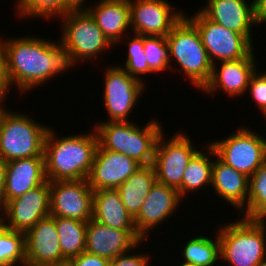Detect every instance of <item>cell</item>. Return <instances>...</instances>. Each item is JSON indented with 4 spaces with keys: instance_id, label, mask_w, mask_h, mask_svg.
I'll list each match as a JSON object with an SVG mask.
<instances>
[{
    "instance_id": "cell-39",
    "label": "cell",
    "mask_w": 266,
    "mask_h": 266,
    "mask_svg": "<svg viewBox=\"0 0 266 266\" xmlns=\"http://www.w3.org/2000/svg\"><path fill=\"white\" fill-rule=\"evenodd\" d=\"M254 8L258 26L266 23V0H254Z\"/></svg>"
},
{
    "instance_id": "cell-5",
    "label": "cell",
    "mask_w": 266,
    "mask_h": 266,
    "mask_svg": "<svg viewBox=\"0 0 266 266\" xmlns=\"http://www.w3.org/2000/svg\"><path fill=\"white\" fill-rule=\"evenodd\" d=\"M223 225V226H222ZM219 226L222 262L229 266H256L266 259V224L244 217Z\"/></svg>"
},
{
    "instance_id": "cell-19",
    "label": "cell",
    "mask_w": 266,
    "mask_h": 266,
    "mask_svg": "<svg viewBox=\"0 0 266 266\" xmlns=\"http://www.w3.org/2000/svg\"><path fill=\"white\" fill-rule=\"evenodd\" d=\"M250 3L247 0H207L199 11L210 21L243 34L253 44L252 28L258 24L254 0Z\"/></svg>"
},
{
    "instance_id": "cell-11",
    "label": "cell",
    "mask_w": 266,
    "mask_h": 266,
    "mask_svg": "<svg viewBox=\"0 0 266 266\" xmlns=\"http://www.w3.org/2000/svg\"><path fill=\"white\" fill-rule=\"evenodd\" d=\"M105 68L102 96L109 119L104 121H129L146 85L117 65Z\"/></svg>"
},
{
    "instance_id": "cell-12",
    "label": "cell",
    "mask_w": 266,
    "mask_h": 266,
    "mask_svg": "<svg viewBox=\"0 0 266 266\" xmlns=\"http://www.w3.org/2000/svg\"><path fill=\"white\" fill-rule=\"evenodd\" d=\"M50 216L88 222L93 218L94 190L88 180L49 181Z\"/></svg>"
},
{
    "instance_id": "cell-23",
    "label": "cell",
    "mask_w": 266,
    "mask_h": 266,
    "mask_svg": "<svg viewBox=\"0 0 266 266\" xmlns=\"http://www.w3.org/2000/svg\"><path fill=\"white\" fill-rule=\"evenodd\" d=\"M211 188L215 194L241 212L248 202L249 177L222 162L215 153Z\"/></svg>"
},
{
    "instance_id": "cell-9",
    "label": "cell",
    "mask_w": 266,
    "mask_h": 266,
    "mask_svg": "<svg viewBox=\"0 0 266 266\" xmlns=\"http://www.w3.org/2000/svg\"><path fill=\"white\" fill-rule=\"evenodd\" d=\"M164 132L158 137L152 165L158 182L178 190L189 161L199 150L193 147L192 138L185 131L169 139H164Z\"/></svg>"
},
{
    "instance_id": "cell-38",
    "label": "cell",
    "mask_w": 266,
    "mask_h": 266,
    "mask_svg": "<svg viewBox=\"0 0 266 266\" xmlns=\"http://www.w3.org/2000/svg\"><path fill=\"white\" fill-rule=\"evenodd\" d=\"M86 4V0H64V14L72 11H87L91 4L87 6Z\"/></svg>"
},
{
    "instance_id": "cell-40",
    "label": "cell",
    "mask_w": 266,
    "mask_h": 266,
    "mask_svg": "<svg viewBox=\"0 0 266 266\" xmlns=\"http://www.w3.org/2000/svg\"><path fill=\"white\" fill-rule=\"evenodd\" d=\"M6 169H7V162L0 156V208H1L2 194L5 187Z\"/></svg>"
},
{
    "instance_id": "cell-30",
    "label": "cell",
    "mask_w": 266,
    "mask_h": 266,
    "mask_svg": "<svg viewBox=\"0 0 266 266\" xmlns=\"http://www.w3.org/2000/svg\"><path fill=\"white\" fill-rule=\"evenodd\" d=\"M25 233L7 228L0 222V263L4 266H25Z\"/></svg>"
},
{
    "instance_id": "cell-17",
    "label": "cell",
    "mask_w": 266,
    "mask_h": 266,
    "mask_svg": "<svg viewBox=\"0 0 266 266\" xmlns=\"http://www.w3.org/2000/svg\"><path fill=\"white\" fill-rule=\"evenodd\" d=\"M137 231L111 228L94 219L87 222L85 252L108 260L142 247Z\"/></svg>"
},
{
    "instance_id": "cell-1",
    "label": "cell",
    "mask_w": 266,
    "mask_h": 266,
    "mask_svg": "<svg viewBox=\"0 0 266 266\" xmlns=\"http://www.w3.org/2000/svg\"><path fill=\"white\" fill-rule=\"evenodd\" d=\"M0 43L5 52L9 82L25 95L78 64L60 40L26 35L6 40L0 38Z\"/></svg>"
},
{
    "instance_id": "cell-3",
    "label": "cell",
    "mask_w": 266,
    "mask_h": 266,
    "mask_svg": "<svg viewBox=\"0 0 266 266\" xmlns=\"http://www.w3.org/2000/svg\"><path fill=\"white\" fill-rule=\"evenodd\" d=\"M93 127L103 149L125 154L141 166L153 163L156 143L164 129L156 119L145 126L130 120L99 121Z\"/></svg>"
},
{
    "instance_id": "cell-41",
    "label": "cell",
    "mask_w": 266,
    "mask_h": 266,
    "mask_svg": "<svg viewBox=\"0 0 266 266\" xmlns=\"http://www.w3.org/2000/svg\"><path fill=\"white\" fill-rule=\"evenodd\" d=\"M47 266H72V264L70 260H64Z\"/></svg>"
},
{
    "instance_id": "cell-7",
    "label": "cell",
    "mask_w": 266,
    "mask_h": 266,
    "mask_svg": "<svg viewBox=\"0 0 266 266\" xmlns=\"http://www.w3.org/2000/svg\"><path fill=\"white\" fill-rule=\"evenodd\" d=\"M59 19L62 35L58 39L72 52L77 63L92 62L114 46L88 11L67 12Z\"/></svg>"
},
{
    "instance_id": "cell-15",
    "label": "cell",
    "mask_w": 266,
    "mask_h": 266,
    "mask_svg": "<svg viewBox=\"0 0 266 266\" xmlns=\"http://www.w3.org/2000/svg\"><path fill=\"white\" fill-rule=\"evenodd\" d=\"M254 50L245 58L230 61H220L213 64L212 75L209 82L204 86L206 95H213L219 90L228 97L247 95L249 81L258 69ZM220 64V65H219ZM222 89V90H221Z\"/></svg>"
},
{
    "instance_id": "cell-34",
    "label": "cell",
    "mask_w": 266,
    "mask_h": 266,
    "mask_svg": "<svg viewBox=\"0 0 266 266\" xmlns=\"http://www.w3.org/2000/svg\"><path fill=\"white\" fill-rule=\"evenodd\" d=\"M260 72V73H259ZM250 91V98L254 99L257 106L260 110L262 116H266V70L263 72L259 69L255 71L252 75L247 92Z\"/></svg>"
},
{
    "instance_id": "cell-20",
    "label": "cell",
    "mask_w": 266,
    "mask_h": 266,
    "mask_svg": "<svg viewBox=\"0 0 266 266\" xmlns=\"http://www.w3.org/2000/svg\"><path fill=\"white\" fill-rule=\"evenodd\" d=\"M25 248V266H47L66 260L52 216L41 219L25 233Z\"/></svg>"
},
{
    "instance_id": "cell-14",
    "label": "cell",
    "mask_w": 266,
    "mask_h": 266,
    "mask_svg": "<svg viewBox=\"0 0 266 266\" xmlns=\"http://www.w3.org/2000/svg\"><path fill=\"white\" fill-rule=\"evenodd\" d=\"M131 32L142 36H167L185 15L167 0H129Z\"/></svg>"
},
{
    "instance_id": "cell-6",
    "label": "cell",
    "mask_w": 266,
    "mask_h": 266,
    "mask_svg": "<svg viewBox=\"0 0 266 266\" xmlns=\"http://www.w3.org/2000/svg\"><path fill=\"white\" fill-rule=\"evenodd\" d=\"M26 113L0 108V156L6 161L44 156L50 127Z\"/></svg>"
},
{
    "instance_id": "cell-22",
    "label": "cell",
    "mask_w": 266,
    "mask_h": 266,
    "mask_svg": "<svg viewBox=\"0 0 266 266\" xmlns=\"http://www.w3.org/2000/svg\"><path fill=\"white\" fill-rule=\"evenodd\" d=\"M97 2L94 4L95 6L91 5L87 11L116 47L122 42L125 32L131 30L129 0H99Z\"/></svg>"
},
{
    "instance_id": "cell-4",
    "label": "cell",
    "mask_w": 266,
    "mask_h": 266,
    "mask_svg": "<svg viewBox=\"0 0 266 266\" xmlns=\"http://www.w3.org/2000/svg\"><path fill=\"white\" fill-rule=\"evenodd\" d=\"M170 48V70L173 72L172 61L179 65L180 72L192 82L197 90L201 91L209 82L212 67L207 50L205 49L200 33L196 26L184 15L166 36Z\"/></svg>"
},
{
    "instance_id": "cell-10",
    "label": "cell",
    "mask_w": 266,
    "mask_h": 266,
    "mask_svg": "<svg viewBox=\"0 0 266 266\" xmlns=\"http://www.w3.org/2000/svg\"><path fill=\"white\" fill-rule=\"evenodd\" d=\"M196 12V13H195ZM185 15L197 28L212 64L247 57L255 48L241 33H237L207 19L199 10Z\"/></svg>"
},
{
    "instance_id": "cell-42",
    "label": "cell",
    "mask_w": 266,
    "mask_h": 266,
    "mask_svg": "<svg viewBox=\"0 0 266 266\" xmlns=\"http://www.w3.org/2000/svg\"><path fill=\"white\" fill-rule=\"evenodd\" d=\"M256 266H266V259L260 261Z\"/></svg>"
},
{
    "instance_id": "cell-31",
    "label": "cell",
    "mask_w": 266,
    "mask_h": 266,
    "mask_svg": "<svg viewBox=\"0 0 266 266\" xmlns=\"http://www.w3.org/2000/svg\"><path fill=\"white\" fill-rule=\"evenodd\" d=\"M19 18H44L53 20L64 15V0H15ZM21 16V17H20Z\"/></svg>"
},
{
    "instance_id": "cell-33",
    "label": "cell",
    "mask_w": 266,
    "mask_h": 266,
    "mask_svg": "<svg viewBox=\"0 0 266 266\" xmlns=\"http://www.w3.org/2000/svg\"><path fill=\"white\" fill-rule=\"evenodd\" d=\"M144 52L153 73L170 71V48L165 36H144Z\"/></svg>"
},
{
    "instance_id": "cell-29",
    "label": "cell",
    "mask_w": 266,
    "mask_h": 266,
    "mask_svg": "<svg viewBox=\"0 0 266 266\" xmlns=\"http://www.w3.org/2000/svg\"><path fill=\"white\" fill-rule=\"evenodd\" d=\"M240 213L248 220L266 224V161L249 177L248 202Z\"/></svg>"
},
{
    "instance_id": "cell-37",
    "label": "cell",
    "mask_w": 266,
    "mask_h": 266,
    "mask_svg": "<svg viewBox=\"0 0 266 266\" xmlns=\"http://www.w3.org/2000/svg\"><path fill=\"white\" fill-rule=\"evenodd\" d=\"M72 266H110V260L87 252L69 259Z\"/></svg>"
},
{
    "instance_id": "cell-26",
    "label": "cell",
    "mask_w": 266,
    "mask_h": 266,
    "mask_svg": "<svg viewBox=\"0 0 266 266\" xmlns=\"http://www.w3.org/2000/svg\"><path fill=\"white\" fill-rule=\"evenodd\" d=\"M204 151H199L191 158L186 167L181 187L178 189L180 197L183 199L186 194L202 190V188H211L214 148L208 143ZM208 155V156H207ZM212 158V159H210Z\"/></svg>"
},
{
    "instance_id": "cell-18",
    "label": "cell",
    "mask_w": 266,
    "mask_h": 266,
    "mask_svg": "<svg viewBox=\"0 0 266 266\" xmlns=\"http://www.w3.org/2000/svg\"><path fill=\"white\" fill-rule=\"evenodd\" d=\"M140 167L127 155L103 149L98 144L88 184L93 190L117 189Z\"/></svg>"
},
{
    "instance_id": "cell-24",
    "label": "cell",
    "mask_w": 266,
    "mask_h": 266,
    "mask_svg": "<svg viewBox=\"0 0 266 266\" xmlns=\"http://www.w3.org/2000/svg\"><path fill=\"white\" fill-rule=\"evenodd\" d=\"M92 219L111 228L136 231L134 219L125 209L117 189L94 190Z\"/></svg>"
},
{
    "instance_id": "cell-43",
    "label": "cell",
    "mask_w": 266,
    "mask_h": 266,
    "mask_svg": "<svg viewBox=\"0 0 266 266\" xmlns=\"http://www.w3.org/2000/svg\"><path fill=\"white\" fill-rule=\"evenodd\" d=\"M179 266H191V265H187V264H183V263H179Z\"/></svg>"
},
{
    "instance_id": "cell-27",
    "label": "cell",
    "mask_w": 266,
    "mask_h": 266,
    "mask_svg": "<svg viewBox=\"0 0 266 266\" xmlns=\"http://www.w3.org/2000/svg\"><path fill=\"white\" fill-rule=\"evenodd\" d=\"M197 235L186 240L182 249L183 264L191 266H215L221 260L218 234L213 236Z\"/></svg>"
},
{
    "instance_id": "cell-32",
    "label": "cell",
    "mask_w": 266,
    "mask_h": 266,
    "mask_svg": "<svg viewBox=\"0 0 266 266\" xmlns=\"http://www.w3.org/2000/svg\"><path fill=\"white\" fill-rule=\"evenodd\" d=\"M133 38L125 40L128 47L127 57L125 65H119L123 68L130 76H133L145 83L143 77L153 71L149 68L146 60V54L144 52V36L138 34H132ZM124 66V67H123ZM144 75V76H143ZM143 80V81H142Z\"/></svg>"
},
{
    "instance_id": "cell-35",
    "label": "cell",
    "mask_w": 266,
    "mask_h": 266,
    "mask_svg": "<svg viewBox=\"0 0 266 266\" xmlns=\"http://www.w3.org/2000/svg\"><path fill=\"white\" fill-rule=\"evenodd\" d=\"M134 250H130L127 253L121 254L114 259L110 260V266H149L151 262L150 252L141 253H134ZM131 251L134 253L131 254ZM141 253V254H140Z\"/></svg>"
},
{
    "instance_id": "cell-25",
    "label": "cell",
    "mask_w": 266,
    "mask_h": 266,
    "mask_svg": "<svg viewBox=\"0 0 266 266\" xmlns=\"http://www.w3.org/2000/svg\"><path fill=\"white\" fill-rule=\"evenodd\" d=\"M156 182L153 165L141 166L117 190L127 212L134 219L139 213L145 198Z\"/></svg>"
},
{
    "instance_id": "cell-36",
    "label": "cell",
    "mask_w": 266,
    "mask_h": 266,
    "mask_svg": "<svg viewBox=\"0 0 266 266\" xmlns=\"http://www.w3.org/2000/svg\"><path fill=\"white\" fill-rule=\"evenodd\" d=\"M11 87L7 76L5 52L0 43V108L5 107L4 101L7 99L6 95L10 93L9 90L12 89Z\"/></svg>"
},
{
    "instance_id": "cell-16",
    "label": "cell",
    "mask_w": 266,
    "mask_h": 266,
    "mask_svg": "<svg viewBox=\"0 0 266 266\" xmlns=\"http://www.w3.org/2000/svg\"><path fill=\"white\" fill-rule=\"evenodd\" d=\"M183 199L178 190L163 183L156 182L151 187L142 207L134 218V226L138 235L143 239L149 238V232L158 227L163 221H168L174 211H177ZM151 230V231H150Z\"/></svg>"
},
{
    "instance_id": "cell-28",
    "label": "cell",
    "mask_w": 266,
    "mask_h": 266,
    "mask_svg": "<svg viewBox=\"0 0 266 266\" xmlns=\"http://www.w3.org/2000/svg\"><path fill=\"white\" fill-rule=\"evenodd\" d=\"M59 237L62 256L69 260L85 252L87 222L53 217Z\"/></svg>"
},
{
    "instance_id": "cell-8",
    "label": "cell",
    "mask_w": 266,
    "mask_h": 266,
    "mask_svg": "<svg viewBox=\"0 0 266 266\" xmlns=\"http://www.w3.org/2000/svg\"><path fill=\"white\" fill-rule=\"evenodd\" d=\"M224 139L210 141L216 156L235 170L252 176L266 161V138L242 126Z\"/></svg>"
},
{
    "instance_id": "cell-13",
    "label": "cell",
    "mask_w": 266,
    "mask_h": 266,
    "mask_svg": "<svg viewBox=\"0 0 266 266\" xmlns=\"http://www.w3.org/2000/svg\"><path fill=\"white\" fill-rule=\"evenodd\" d=\"M0 212V222L3 225L14 231L26 233L41 219L50 216L49 181L7 201L0 208Z\"/></svg>"
},
{
    "instance_id": "cell-21",
    "label": "cell",
    "mask_w": 266,
    "mask_h": 266,
    "mask_svg": "<svg viewBox=\"0 0 266 266\" xmlns=\"http://www.w3.org/2000/svg\"><path fill=\"white\" fill-rule=\"evenodd\" d=\"M47 181L44 156L15 159L7 162L1 207Z\"/></svg>"
},
{
    "instance_id": "cell-2",
    "label": "cell",
    "mask_w": 266,
    "mask_h": 266,
    "mask_svg": "<svg viewBox=\"0 0 266 266\" xmlns=\"http://www.w3.org/2000/svg\"><path fill=\"white\" fill-rule=\"evenodd\" d=\"M49 128L44 144L45 172L48 181L87 179L98 147L95 129L88 133L57 138Z\"/></svg>"
}]
</instances>
